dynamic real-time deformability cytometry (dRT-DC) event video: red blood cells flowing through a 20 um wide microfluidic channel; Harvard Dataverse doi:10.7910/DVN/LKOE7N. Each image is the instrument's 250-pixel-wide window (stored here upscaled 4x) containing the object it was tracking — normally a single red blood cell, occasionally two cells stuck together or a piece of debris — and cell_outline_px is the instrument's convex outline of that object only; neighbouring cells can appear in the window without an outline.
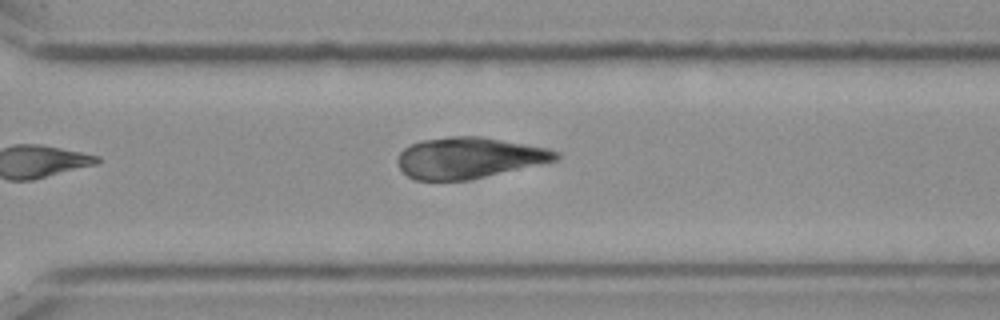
{"species": "Egyptian fruit bat (a non-hibernating species)", "species_latin": "Rousettus aegyptiacus", "temperature_condition": "cold", "stored_images_in_passage": 10, "camera_frame_rate_fps": 3000, "um_per_image_px": 0.085, "frame": {"image": 1, "passage_image": 10, "time_ms": 3.0, "image_size_px": [1000, 320], "cell_outline_px": [[560, 160], [472, 180], [416, 180], [408, 176], [400, 168], [396, 160], [400, 152], [404, 148], [420, 140], [452, 136], [480, 136], [548, 148], [560, 152]], "centroid_in_image_um": [39.9, 13.42], "position_along_channel_um": 330.7, "area_um2": 38.21}}